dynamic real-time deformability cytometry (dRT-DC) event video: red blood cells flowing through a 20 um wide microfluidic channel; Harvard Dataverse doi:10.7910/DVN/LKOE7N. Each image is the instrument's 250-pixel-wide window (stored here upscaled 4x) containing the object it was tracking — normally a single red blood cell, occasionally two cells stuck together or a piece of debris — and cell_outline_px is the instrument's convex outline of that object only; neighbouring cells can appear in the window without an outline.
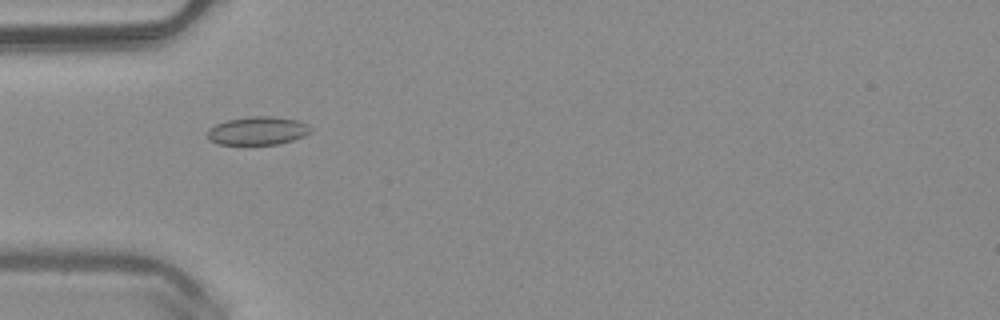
{"species": "common noctule bat (a hibernating species)", "species_latin": "Nyctalus noctula", "temperature_condition": "warm", "stored_images_in_passage": 50, "camera_frame_rate_fps": 3000, "um_per_image_px": 0.085, "animal": {"sex": "male", "body_mass_g": 20.4}, "frame": {"image": 1, "passage_image": 16, "time_ms": 5.0, "image_size_px": [1000, 320], "cell_outline_px": [[316, 128], [312, 132], [304, 136], [280, 144], [216, 144], [208, 140], [208, 128], [216, 124], [228, 120], [248, 116], [276, 116], [296, 120], [308, 124]], "centroid_in_image_um": [21.95, 11.11], "position_along_channel_um": 63.1, "area_um2": 17.28}}
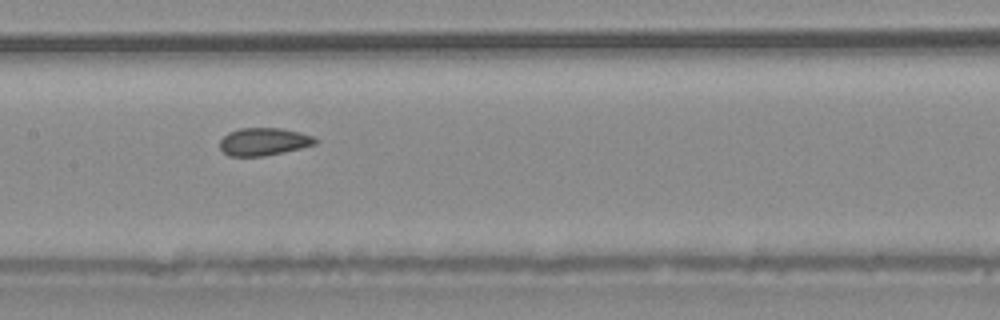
{"frame": {"image": 2, "passage_image": 25, "time_ms": 8.0, "image_size_px": [1000, 320], "cell_outline_px": [[320, 140], [316, 144], [284, 152], [264, 156], [228, 156], [220, 148], [220, 140], [228, 132], [240, 128], [280, 128], [300, 132], [312, 136]], "centroid_in_image_um": [22.42, 12.04], "position_along_channel_um": 185.0, "area_um2": 15.43}}
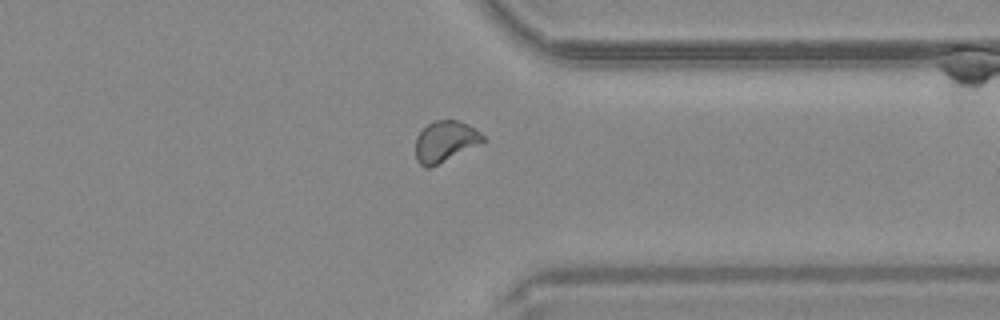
{"frame": {"image": 3, "passage_image": 39, "time_ms": 12.667, "image_size_px": [1000, 320], "cell_outline_px": [[488, 140], [432, 168], [424, 168], [416, 160], [416, 136], [428, 124], [436, 120], [456, 120], [468, 124], [480, 132]], "centroid_in_image_um": [37.85, 12.05], "position_along_channel_um": 373.5, "area_um2": 16.3}, "authors_computed_cell_mechanics": {"area_um2": 16.2707, "velocity_mm_per_s": 4.0901, "shape_relaxation_time_tau1_ms": null, "shape_relaxation_time_tau2_ms": 0.681, "deformation_change_tau1": null, "deformation_change_tau2": 0.0516}}